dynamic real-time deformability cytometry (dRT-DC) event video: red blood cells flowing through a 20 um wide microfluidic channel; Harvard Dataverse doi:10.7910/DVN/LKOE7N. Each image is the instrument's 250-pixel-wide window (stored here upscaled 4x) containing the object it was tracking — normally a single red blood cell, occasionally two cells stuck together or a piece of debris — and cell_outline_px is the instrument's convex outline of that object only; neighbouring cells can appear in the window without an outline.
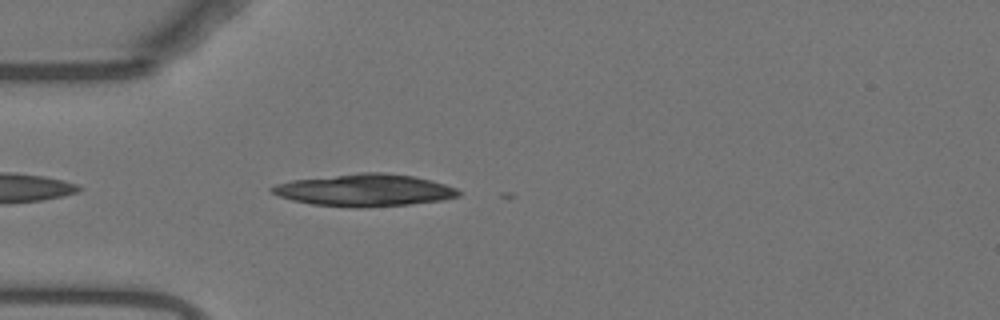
{"species": "Egyptian fruit bat (a non-hibernating species)", "species_latin": "Rousettus aegyptiacus", "temperature_condition": "warm", "stored_images_in_passage": 7, "camera_frame_rate_fps": 3000, "um_per_image_px": 0.085, "animal": {"sex": "female"}, "frame": {"image": 1, "passage_image": 3, "time_ms": 0.667, "image_size_px": [1000, 320], "cell_outline_px": [[460, 196], [440, 200], [408, 204], [356, 208], [352, 208], [312, 204], [292, 200], [280, 196], [272, 192], [268, 188], [276, 184], [292, 180], [360, 172], [388, 172], [412, 176], [432, 180], [456, 188], [460, 192]], "centroid_in_image_um": [30.98, 16.16], "position_along_channel_um": 54.0, "area_um2": 34.97}}